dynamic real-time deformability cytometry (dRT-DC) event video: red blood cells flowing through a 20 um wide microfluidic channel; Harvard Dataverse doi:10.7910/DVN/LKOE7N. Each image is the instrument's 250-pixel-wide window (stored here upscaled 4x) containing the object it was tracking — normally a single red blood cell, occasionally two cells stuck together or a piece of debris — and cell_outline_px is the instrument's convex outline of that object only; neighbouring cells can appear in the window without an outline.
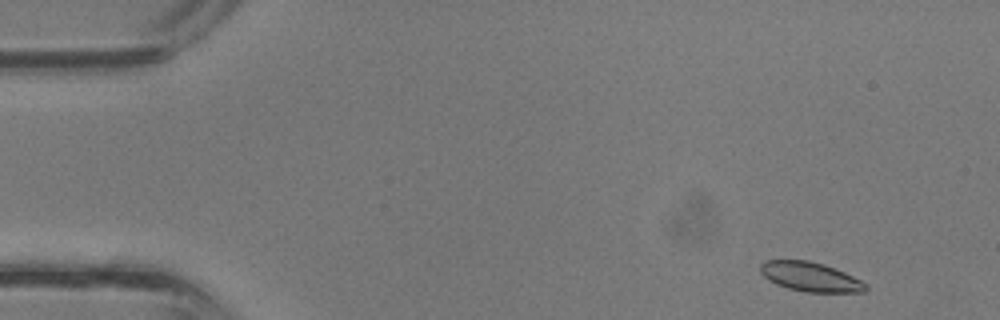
{"species": "common noctule bat (a hibernating species)", "species_latin": "Nyctalus noctula", "temperature_condition": "room temperature", "stored_images_in_passage": 9, "camera_frame_rate_fps": 3000, "um_per_image_px": 0.085, "animal": {"sex": "male", "body_mass_g": 13.3}, "frame": {"image": 1, "passage_image": 2, "time_ms": 0.333, "image_size_px": [1000, 320], "cell_outline_px": [[868, 288], [864, 292], [804, 292], [788, 288], [776, 284], [768, 280], [760, 272], [760, 264], [764, 260], [808, 260], [824, 264], [844, 272], [868, 284]], "centroid_in_image_um": [68.87, 23.53], "position_along_channel_um": 16.1, "area_um2": 18.09}}